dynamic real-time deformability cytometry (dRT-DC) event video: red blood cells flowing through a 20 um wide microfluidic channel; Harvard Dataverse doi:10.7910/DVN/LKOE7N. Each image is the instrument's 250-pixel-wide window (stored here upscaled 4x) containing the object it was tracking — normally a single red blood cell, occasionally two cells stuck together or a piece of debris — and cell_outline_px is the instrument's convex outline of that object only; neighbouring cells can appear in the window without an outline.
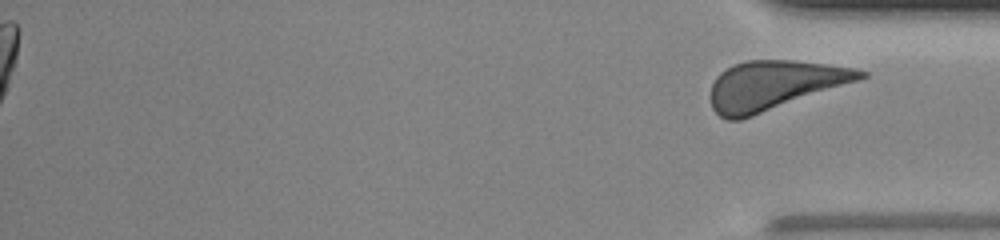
{"species": "human", "species_latin": "Homo sapiens", "temperature_condition": "room temperature", "stored_images_in_passage": 48, "segment_of_instrument_passage": [2, 2], "camera_frame_rate_fps": 3000, "um_per_image_px": 0.085, "donor": {"sex": "male"}, "frame": {"image": 1, "passage_image": 48, "time_ms": 15.667, "image_size_px": [1000, 240], "cell_outline_px": [[868, 76], [860, 80], [740, 120], [728, 120], [720, 116], [712, 108], [708, 96], [712, 84], [716, 76], [720, 72], [732, 64], [748, 60], [792, 60], [828, 64], [856, 68], [868, 72]], "centroid_in_image_um": [65.78, 7.24], "position_along_channel_um": 369.4, "area_um2": 43.12}}